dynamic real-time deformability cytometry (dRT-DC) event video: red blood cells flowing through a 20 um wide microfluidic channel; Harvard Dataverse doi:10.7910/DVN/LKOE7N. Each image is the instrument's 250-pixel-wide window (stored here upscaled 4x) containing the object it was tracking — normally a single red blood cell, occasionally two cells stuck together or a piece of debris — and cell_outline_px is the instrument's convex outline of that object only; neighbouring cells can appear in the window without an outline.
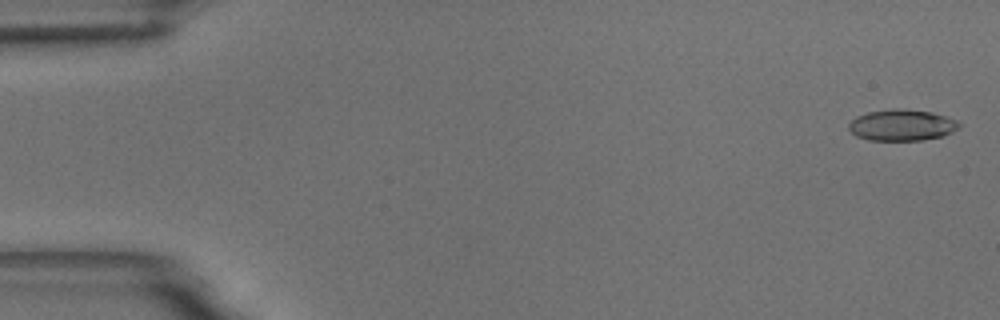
{"species": "common noctule bat (a hibernating species)", "species_latin": "Nyctalus noctula", "temperature_condition": "room temperature", "stored_images_in_passage": 9, "camera_frame_rate_fps": 3000, "um_per_image_px": 0.085, "animal": {"sex": "male", "body_mass_g": 18.8}, "frame": {"image": 1, "passage_image": 2, "time_ms": 0.333, "image_size_px": [1000, 320], "cell_outline_px": [[960, 124], [952, 132], [944, 136], [920, 140], [868, 140], [856, 136], [848, 128], [848, 124], [856, 116], [868, 112], [900, 108], [932, 112], [956, 120]], "centroid_in_image_um": [76.63, 10.64], "position_along_channel_um": 8.4, "area_um2": 19.94}}